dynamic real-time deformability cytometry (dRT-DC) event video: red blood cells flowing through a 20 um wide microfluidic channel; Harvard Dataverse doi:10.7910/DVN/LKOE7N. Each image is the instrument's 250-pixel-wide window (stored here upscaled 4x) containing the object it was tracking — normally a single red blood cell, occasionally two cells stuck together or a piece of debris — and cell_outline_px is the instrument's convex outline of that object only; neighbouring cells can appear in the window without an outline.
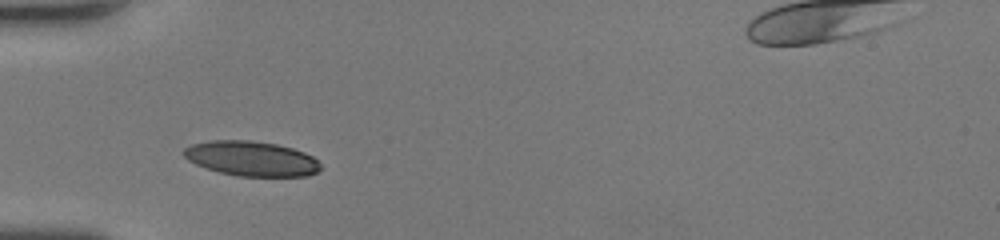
{"species": "human", "species_latin": "Homo sapiens", "temperature_condition": "room temperature", "stored_images_in_passage": 25, "camera_frame_rate_fps": 3000, "um_per_image_px": 0.085, "donor": {"sex": "female"}, "frame": {"image": 1, "passage_image": 1, "time_ms": 0.0, "image_size_px": [1000, 240], "cell_outline_px": [[320, 168], [316, 172], [308, 176], [236, 176], [220, 172], [196, 164], [188, 160], [180, 152], [184, 148], [192, 144], [208, 140], [252, 140], [276, 144], [292, 148], [304, 152], [312, 156], [320, 164]], "centroid_in_image_um": [21.34, 13.47], "position_along_channel_um": 63.7, "area_um2": 27.8}}
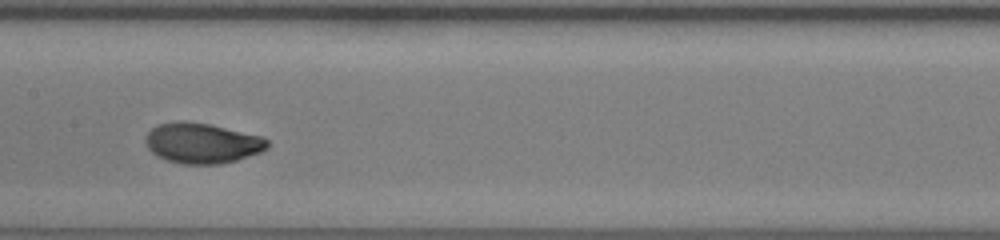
{"frame": {"image": 2, "passage_image": 10, "time_ms": 3.0, "image_size_px": [1000, 240], "cell_outline_px": [[268, 148], [260, 152], [236, 160], [220, 164], [180, 164], [156, 156], [148, 148], [144, 140], [148, 132], [156, 124], [176, 120], [184, 120], [212, 124], [264, 136], [268, 140]], "centroid_in_image_um": [17.17, 12.14], "position_along_channel_um": 190.2, "area_um2": 29.13}}
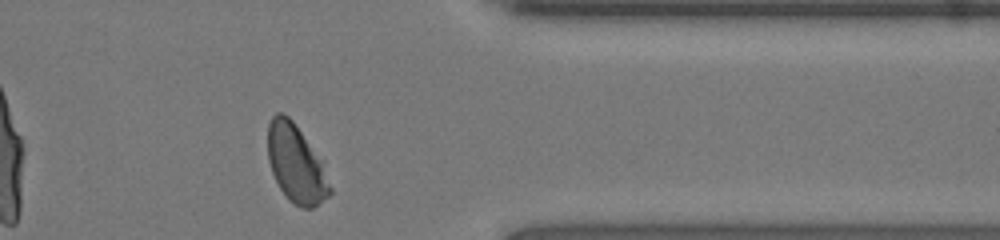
{"frame": {"image": 3, "passage_image": 24, "time_ms": 7.667, "image_size_px": [1000, 240], "cell_outline_px": [[332, 192], [328, 196], [312, 208], [304, 208], [288, 200], [280, 188], [272, 172], [268, 160], [268, 124], [272, 116], [276, 112], [284, 112], [292, 120], [300, 132], [320, 164], [332, 188]], "centroid_in_image_um": [25.1, 13.93], "position_along_channel_um": 386.3, "area_um2": 27.11}, "authors_computed_cell_mechanics": {"area_um2": 28.2642, "velocity_mm_per_s": 4.402, "shape_relaxation_time_tau1_ms": 2.3625, "shape_relaxation_time_tau2_ms": null, "deformation_change_tau1": 0.1312, "deformation_change_tau2": null}}